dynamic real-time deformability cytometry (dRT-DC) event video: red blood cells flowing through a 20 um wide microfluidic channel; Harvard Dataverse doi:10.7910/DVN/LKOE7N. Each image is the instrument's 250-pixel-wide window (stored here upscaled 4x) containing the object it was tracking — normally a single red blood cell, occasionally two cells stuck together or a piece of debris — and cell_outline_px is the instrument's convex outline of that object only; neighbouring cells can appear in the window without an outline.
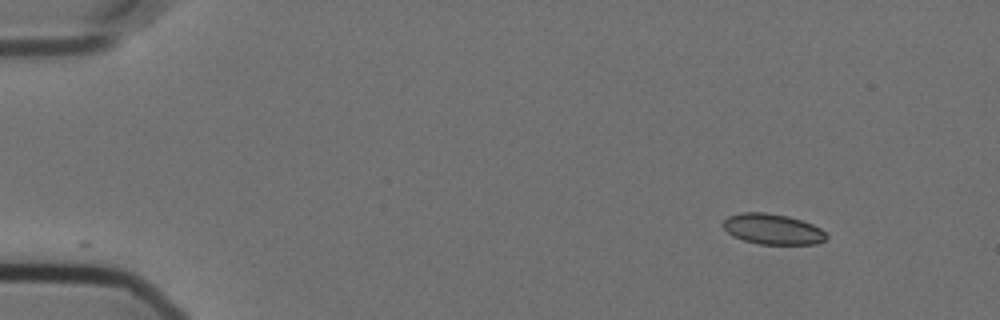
{"species": "Egyptian fruit bat (a non-hibernating species)", "species_latin": "Rousettus aegyptiacus", "temperature_condition": "cold", "stored_images_in_passage": 52, "camera_frame_rate_fps": 3000, "um_per_image_px": 0.085, "animal": {"sex": "female"}, "frame": {"image": 1, "passage_image": 1, "time_ms": 0.0, "image_size_px": [1000, 320], "cell_outline_px": [[828, 236], [824, 240], [816, 244], [760, 244], [744, 240], [732, 236], [724, 228], [724, 220], [728, 216], [740, 212], [764, 212], [788, 216], [812, 224], [820, 228]], "centroid_in_image_um": [65.66, 19.47], "position_along_channel_um": 19.3, "area_um2": 18.26}}
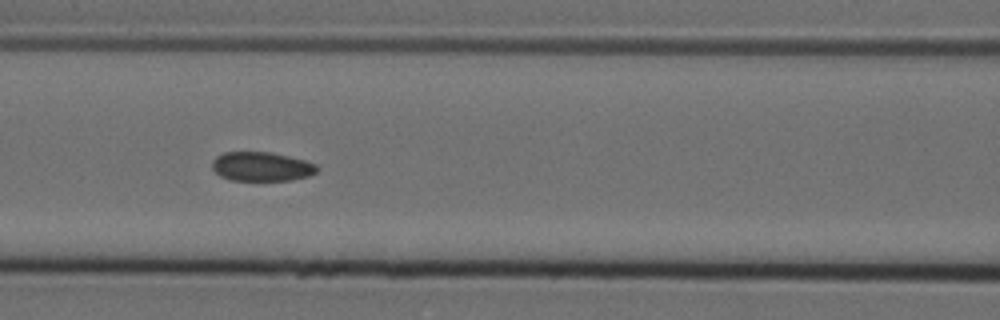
{"frame": {"image": 2, "passage_image": 20, "time_ms": 6.333, "image_size_px": [1000, 320], "cell_outline_px": [[320, 168], [316, 172], [308, 176], [292, 180], [232, 180], [220, 176], [212, 168], [212, 160], [216, 156], [224, 152], [272, 152], [304, 160], [316, 164]], "centroid_in_image_um": [22.23, 14.15], "position_along_channel_um": 144.4, "area_um2": 17.86}}
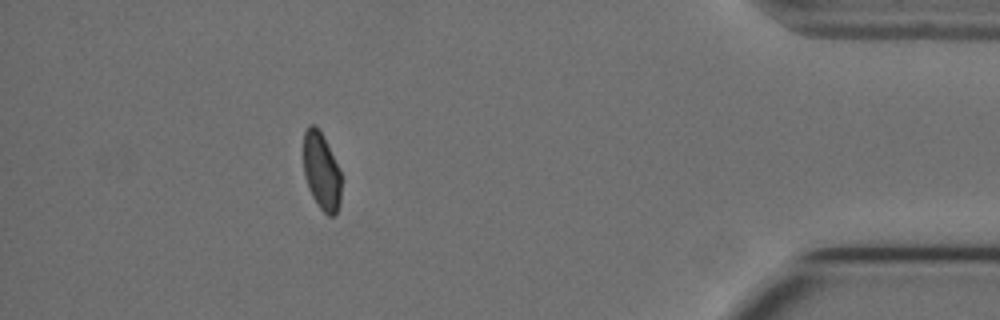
{"frame": {"image": 3, "passage_image": 46, "time_ms": 15.0, "image_size_px": [1000, 320], "cell_outline_px": [[340, 204], [336, 212], [332, 216], [328, 216], [320, 208], [312, 196], [308, 188], [304, 172], [304, 132], [308, 124], [316, 124], [340, 168]], "centroid_in_image_um": [27.32, 14.54], "position_along_channel_um": 407.9, "area_um2": 16.94}}